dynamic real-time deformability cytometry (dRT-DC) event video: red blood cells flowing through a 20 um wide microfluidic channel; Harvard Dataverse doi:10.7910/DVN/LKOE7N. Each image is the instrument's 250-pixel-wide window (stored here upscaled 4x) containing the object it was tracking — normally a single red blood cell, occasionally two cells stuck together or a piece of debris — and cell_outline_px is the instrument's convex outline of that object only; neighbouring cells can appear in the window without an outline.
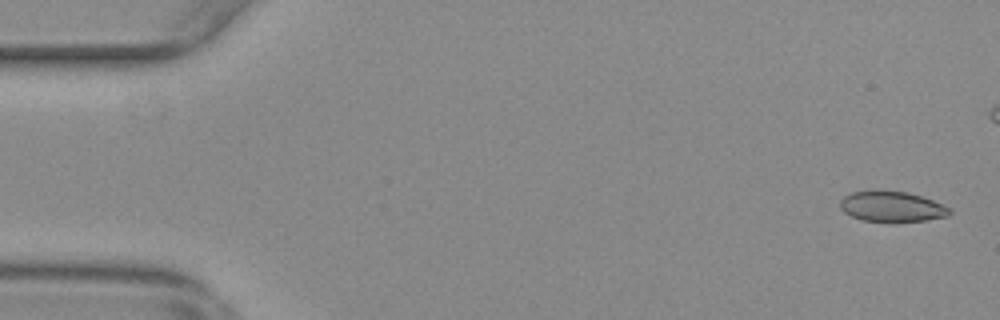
{"species": "common noctule bat (a hibernating species)", "species_latin": "Nyctalus noctula", "temperature_condition": "warm", "stored_images_in_passage": 49, "camera_frame_rate_fps": 3000, "um_per_image_px": 0.085, "animal": {"sex": "female", "body_mass_g": 29.2, "forearm_length_mm": 56.3}, "frame": {"image": 1, "passage_image": 2, "time_ms": 0.333, "image_size_px": [1000, 320], "cell_outline_px": [[952, 212], [948, 216], [924, 220], [892, 224], [860, 220], [844, 212], [840, 208], [840, 200], [844, 196], [852, 192], [908, 192], [932, 200], [952, 208]], "centroid_in_image_um": [75.83, 17.62], "position_along_channel_um": 9.2, "area_um2": 19.59}}
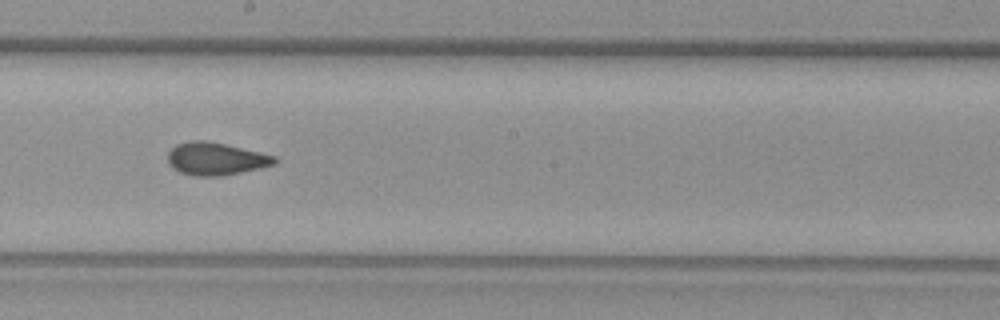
{"frame": {"image": 2, "passage_image": 31, "time_ms": 10.0, "image_size_px": [1000, 320], "cell_outline_px": [[276, 164], [260, 168], [220, 176], [192, 176], [180, 172], [172, 168], [168, 164], [168, 152], [176, 144], [192, 140], [208, 140], [260, 152], [276, 156]], "centroid_in_image_um": [18.31, 13.49], "position_along_channel_um": 229.9, "area_um2": 20.4}}
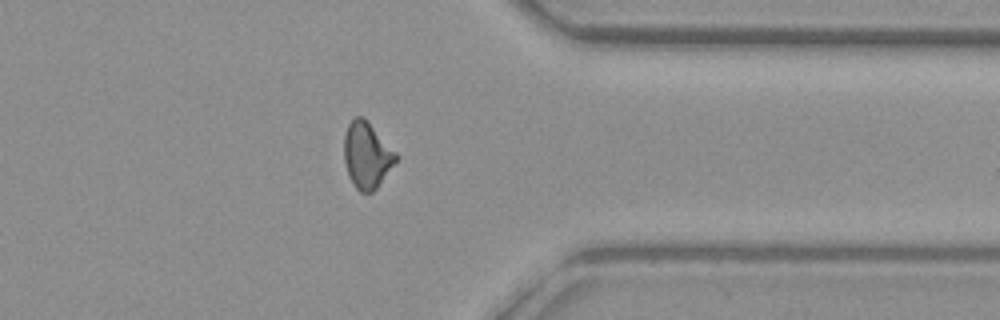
{"frame": {"image": 3, "passage_image": 44, "time_ms": 14.333, "image_size_px": [1000, 320], "cell_outline_px": [[400, 156], [376, 188], [372, 192], [360, 192], [352, 184], [348, 176], [344, 160], [344, 136], [348, 124], [356, 116], [364, 116], [368, 120]], "centroid_in_image_um": [31.18, 13.17], "position_along_channel_um": 380.2, "area_um2": 20.17}, "authors_computed_cell_mechanics": {"area_um2": 20.0566, "velocity_mm_per_s": 3.704, "shape_relaxation_time_tau1_ms": null, "shape_relaxation_time_tau2_ms": 1.6833, "deformation_change_tau1": null, "deformation_change_tau2": 0.0478}}